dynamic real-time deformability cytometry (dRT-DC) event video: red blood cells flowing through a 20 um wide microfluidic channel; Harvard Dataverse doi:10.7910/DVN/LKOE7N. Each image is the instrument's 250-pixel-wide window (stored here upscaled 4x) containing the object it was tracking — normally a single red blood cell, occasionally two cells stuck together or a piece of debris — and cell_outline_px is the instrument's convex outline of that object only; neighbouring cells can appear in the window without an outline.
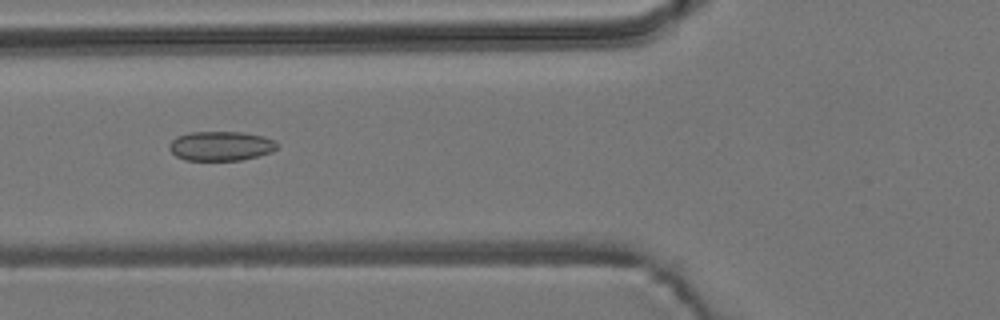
{"species": "common noctule bat (a hibernating species)", "species_latin": "Nyctalus noctula", "temperature_condition": "room temperature", "stored_images_in_passage": 8, "camera_frame_rate_fps": 3000, "um_per_image_px": 0.085, "animal": {"sex": "male", "body_mass_g": 19.2, "forearm_length_mm": 51.8}, "frame": {"image": 1, "passage_image": 6, "time_ms": 5.667, "image_size_px": [1000, 320], "cell_outline_px": [[280, 144], [272, 152], [240, 160], [184, 160], [176, 156], [168, 148], [168, 144], [176, 136], [188, 132], [244, 132], [264, 136], [276, 140]], "centroid_in_image_um": [18.77, 12.4], "position_along_channel_um": 107.0, "area_um2": 18.73}}
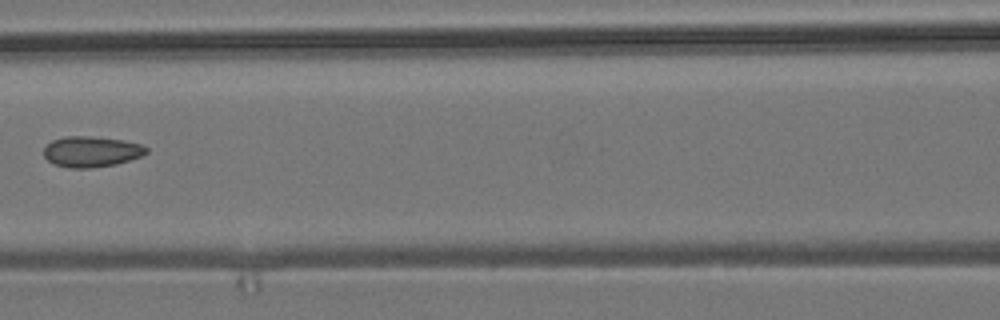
{"frame": {"image": 2, "passage_image": 7, "time_ms": 7.0, "image_size_px": [1000, 320], "cell_outline_px": [[148, 152], [140, 156], [116, 164], [88, 168], [68, 168], [56, 164], [48, 160], [44, 156], [44, 148], [52, 140], [64, 136], [92, 136], [124, 140], [140, 144], [148, 148]], "centroid_in_image_um": [7.76, 12.88], "position_along_channel_um": 158.8, "area_um2": 18.26}}
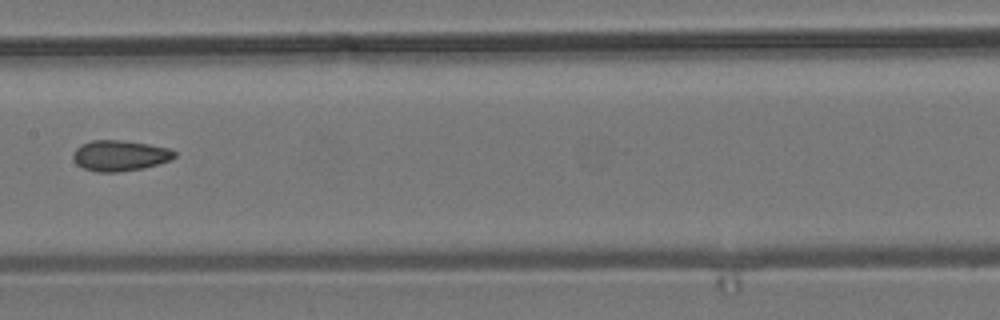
{"frame": {"image": 3, "passage_image": 8, "time_ms": 8.0, "image_size_px": [1000, 320], "cell_outline_px": [[176, 156], [172, 160], [144, 168], [116, 172], [96, 172], [84, 168], [76, 164], [72, 156], [72, 152], [80, 144], [92, 140], [120, 140], [148, 144], [168, 148], [176, 152]], "centroid_in_image_um": [10.17, 13.23], "position_along_channel_um": 197.2, "area_um2": 18.26}}